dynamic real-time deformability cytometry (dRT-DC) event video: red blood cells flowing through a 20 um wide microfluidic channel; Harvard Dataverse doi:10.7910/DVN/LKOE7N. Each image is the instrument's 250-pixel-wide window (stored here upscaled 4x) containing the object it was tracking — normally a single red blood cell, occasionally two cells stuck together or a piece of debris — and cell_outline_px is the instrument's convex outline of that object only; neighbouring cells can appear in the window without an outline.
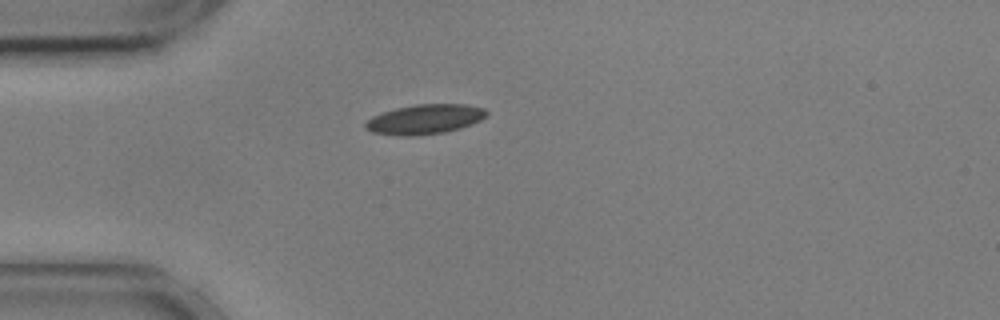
{"species": "common noctule bat (a hibernating species)", "species_latin": "Nyctalus noctula", "temperature_condition": "cold", "stored_images_in_passage": 42, "camera_frame_rate_fps": 3000, "um_per_image_px": 0.085, "animal": {"sex": "male", "body_mass_g": 17.9, "forearm_length_mm": 54.2}, "frame": {"image": 1, "passage_image": 1, "time_ms": 0.0, "image_size_px": [1000, 320], "cell_outline_px": [[488, 116], [472, 124], [460, 128], [444, 132], [412, 136], [400, 136], [372, 132], [364, 128], [364, 124], [372, 116], [396, 108], [416, 104], [464, 104], [484, 108], [488, 112]], "centroid_in_image_um": [36.12, 10.14], "position_along_channel_um": 48.9, "area_um2": 20.98}, "authors_computed_cell_mechanics": {"area_um2": 19.5653, "velocity_mm_per_s": 3.5906, "shape_relaxation_time_tau1_ms": 3.6958, "shape_relaxation_time_tau2_ms": 4.1945, "deformation_change_tau1": 0.0827, "deformation_change_tau2": 0.0692}}